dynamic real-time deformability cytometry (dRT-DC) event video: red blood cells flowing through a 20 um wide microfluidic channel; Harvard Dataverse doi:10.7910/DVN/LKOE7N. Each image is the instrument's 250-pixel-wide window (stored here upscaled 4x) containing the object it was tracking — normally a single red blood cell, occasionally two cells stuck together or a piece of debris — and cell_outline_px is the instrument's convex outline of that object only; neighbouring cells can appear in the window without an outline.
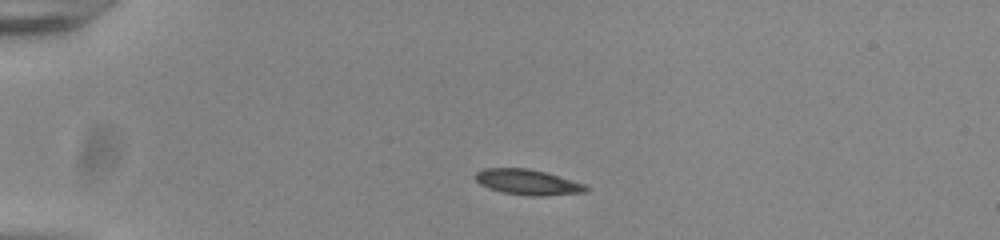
{"species": "common noctule bat (a hibernating species)", "species_latin": "Nyctalus noctula", "temperature_condition": "room temperature", "stored_images_in_passage": 41, "camera_frame_rate_fps": 3000, "um_per_image_px": 0.085, "animal": {"sex": "male", "body_mass_g": 20.0, "forearm_length_mm": 53.3}, "frame": {"image": 1, "passage_image": 1, "time_ms": 0.0, "image_size_px": [1000, 240], "cell_outline_px": [[588, 192], [544, 196], [528, 196], [500, 192], [488, 188], [480, 184], [472, 176], [476, 172], [484, 168], [528, 168], [544, 172], [584, 184], [588, 188]], "centroid_in_image_um": [44.8, 15.49], "position_along_channel_um": 40.2, "area_um2": 16.47}}
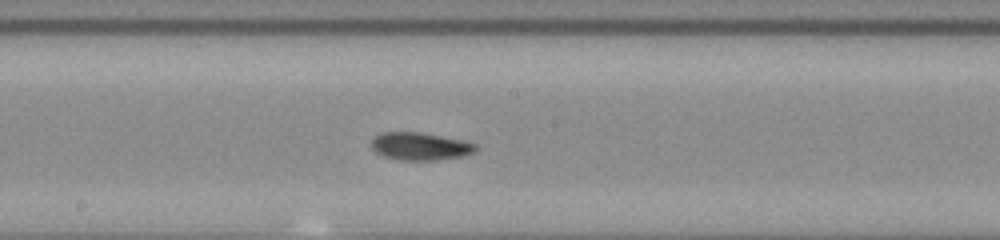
{"frame": {"image": 2, "passage_image": 18, "time_ms": 5.667, "image_size_px": [1000, 240], "cell_outline_px": [[476, 152], [460, 156], [436, 160], [396, 160], [384, 156], [376, 152], [372, 148], [372, 140], [376, 136], [384, 132], [420, 132], [464, 140], [476, 144]], "centroid_in_image_um": [35.72, 12.44], "position_along_channel_um": 212.5, "area_um2": 16.76}}
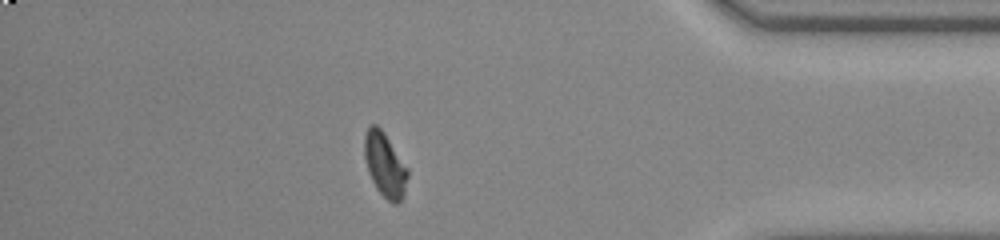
{"frame": {"image": 3, "passage_image": 35, "time_ms": 11.333, "image_size_px": [1000, 240], "cell_outline_px": [[408, 176], [404, 196], [396, 204], [392, 204], [376, 188], [368, 172], [364, 156], [364, 136], [368, 128], [372, 124], [376, 124], [384, 132], [408, 168]], "centroid_in_image_um": [32.72, 14.01], "position_along_channel_um": 402.5, "area_um2": 16.18}, "authors_computed_cell_mechanics": {"area_um2": 16.5308, "velocity_mm_per_s": 3.8755, "shape_relaxation_time_tau1_ms": 7.4835, "shape_relaxation_time_tau2_ms": 3.1854, "deformation_change_tau1": 0.1818, "deformation_change_tau2": 0.0788}}